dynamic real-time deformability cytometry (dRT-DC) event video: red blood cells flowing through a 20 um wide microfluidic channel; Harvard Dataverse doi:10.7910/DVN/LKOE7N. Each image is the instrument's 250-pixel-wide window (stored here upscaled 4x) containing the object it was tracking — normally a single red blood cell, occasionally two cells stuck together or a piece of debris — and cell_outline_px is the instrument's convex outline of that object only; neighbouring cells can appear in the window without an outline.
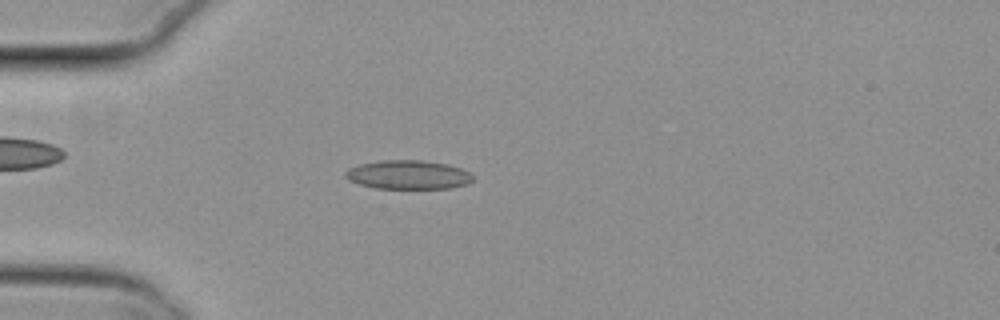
{"species": "common noctule bat (a hibernating species)", "species_latin": "Nyctalus noctula", "temperature_condition": "cold", "stored_images_in_passage": 18, "camera_frame_rate_fps": 3000, "um_per_image_px": 0.085, "animal": {"sex": "female", "body_mass_g": 29.2, "forearm_length_mm": 56.3}, "frame": {"image": 1, "passage_image": 15, "time_ms": 4.667, "image_size_px": [1000, 320], "cell_outline_px": [[472, 180], [468, 184], [452, 188], [376, 188], [360, 184], [348, 180], [344, 176], [344, 172], [348, 168], [360, 164], [380, 160], [420, 160], [448, 164], [460, 168], [468, 172], [472, 176]], "centroid_in_image_um": [34.67, 14.85], "position_along_channel_um": 50.3, "area_um2": 21.44}}